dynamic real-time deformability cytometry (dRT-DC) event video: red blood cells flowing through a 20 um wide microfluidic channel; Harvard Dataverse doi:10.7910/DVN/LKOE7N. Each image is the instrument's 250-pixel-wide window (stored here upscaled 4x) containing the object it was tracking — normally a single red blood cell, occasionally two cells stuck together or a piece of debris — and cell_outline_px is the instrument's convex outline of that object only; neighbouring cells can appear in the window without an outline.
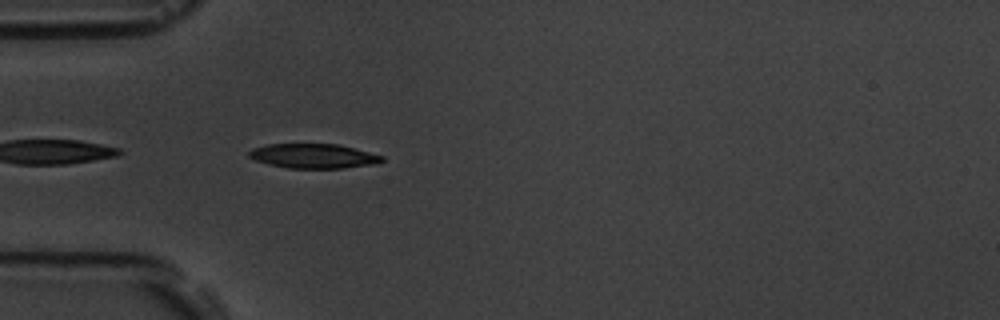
{"species": "common noctule bat (a hibernating species)", "species_latin": "Nyctalus noctula", "temperature_condition": "room temperature", "stored_images_in_passage": 40, "camera_frame_rate_fps": 3000, "um_per_image_px": 0.085, "animal": {"sex": "male", "body_mass_g": 19.5, "forearm_length_mm": 54.6}, "frame": {"image": 1, "passage_image": 2, "time_ms": 0.333, "image_size_px": [1000, 320], "cell_outline_px": [[384, 160], [376, 164], [344, 168], [288, 168], [268, 164], [256, 160], [248, 156], [248, 152], [252, 148], [268, 144], [340, 144], [384, 156]], "centroid_in_image_um": [26.66, 13.26], "position_along_channel_um": 58.3, "area_um2": 19.07}}
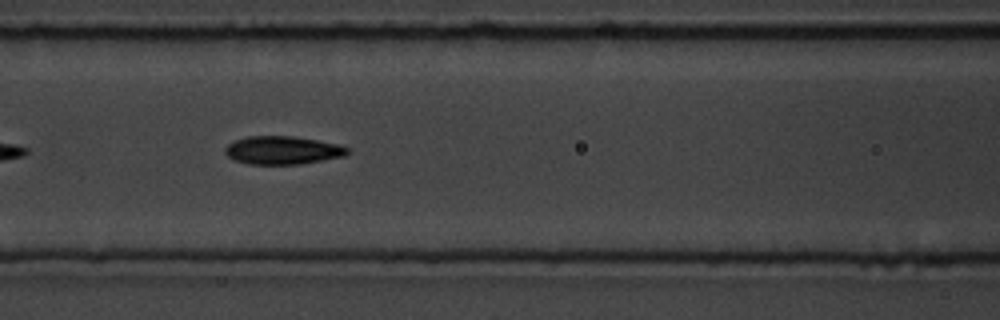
{"frame": {"image": 2, "passage_image": 9, "time_ms": 2.667, "image_size_px": [1000, 320], "cell_outline_px": [[348, 152], [344, 156], [300, 164], [248, 164], [232, 160], [224, 152], [224, 148], [232, 140], [248, 136], [292, 136], [316, 140], [336, 144], [348, 148]], "centroid_in_image_um": [23.94, 12.77], "position_along_channel_um": 142.7, "area_um2": 20.06}}
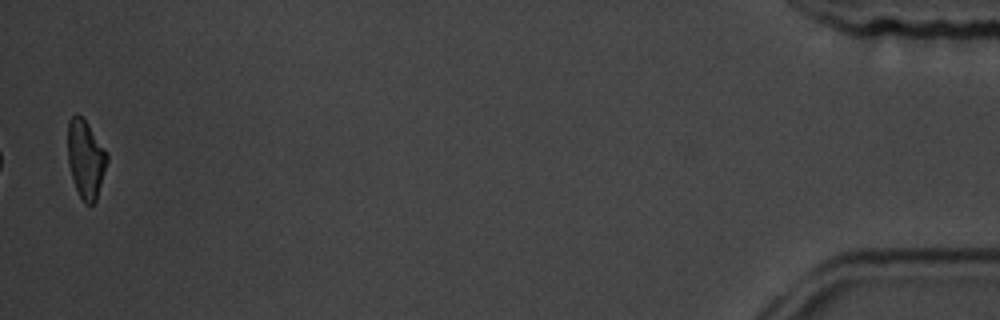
{"frame": {"image": 3, "passage_image": 39, "time_ms": 12.667, "image_size_px": [1000, 320], "cell_outline_px": [[108, 160], [96, 200], [92, 204], [84, 204], [76, 188], [68, 164], [68, 120], [76, 112], [88, 124], [108, 152]], "centroid_in_image_um": [7.29, 13.5], "position_along_channel_um": 427.9, "area_um2": 17.86}, "authors_computed_cell_mechanics": {"area_um2": 19.7387, "velocity_mm_per_s": 3.7935, "shape_relaxation_time_tau1_ms": 3.5114, "shape_relaxation_time_tau2_ms": 2.6102, "deformation_change_tau1": 0.162, "deformation_change_tau2": 0.0843}}